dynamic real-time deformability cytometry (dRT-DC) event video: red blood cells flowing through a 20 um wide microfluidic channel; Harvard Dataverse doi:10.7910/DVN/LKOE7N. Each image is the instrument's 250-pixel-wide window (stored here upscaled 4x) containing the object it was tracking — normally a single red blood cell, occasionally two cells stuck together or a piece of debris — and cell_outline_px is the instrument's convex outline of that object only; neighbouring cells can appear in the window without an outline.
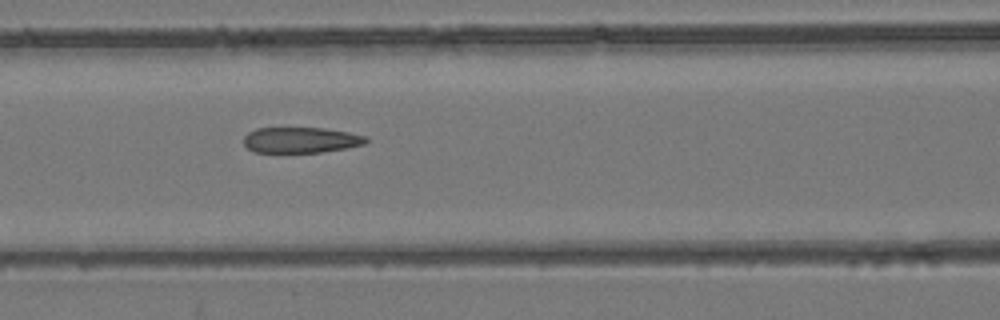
{"species": "common noctule bat (a hibernating species)", "species_latin": "Nyctalus noctula", "temperature_condition": "room temperature", "stored_images_in_passage": 4, "camera_frame_rate_fps": 3000, "um_per_image_px": 0.085, "animal": {"sex": "female", "body_mass_g": 24.6, "forearm_length_mm": 56.2}, "frame": {"image": 1, "passage_image": 4, "time_ms": 3.333, "image_size_px": [1000, 320], "cell_outline_px": [[368, 140], [364, 144], [344, 148], [320, 152], [252, 152], [244, 144], [244, 136], [248, 132], [256, 128], [324, 128], [348, 132], [368, 136]], "centroid_in_image_um": [25.56, 11.89], "position_along_channel_um": 141.0, "area_um2": 18.26}}